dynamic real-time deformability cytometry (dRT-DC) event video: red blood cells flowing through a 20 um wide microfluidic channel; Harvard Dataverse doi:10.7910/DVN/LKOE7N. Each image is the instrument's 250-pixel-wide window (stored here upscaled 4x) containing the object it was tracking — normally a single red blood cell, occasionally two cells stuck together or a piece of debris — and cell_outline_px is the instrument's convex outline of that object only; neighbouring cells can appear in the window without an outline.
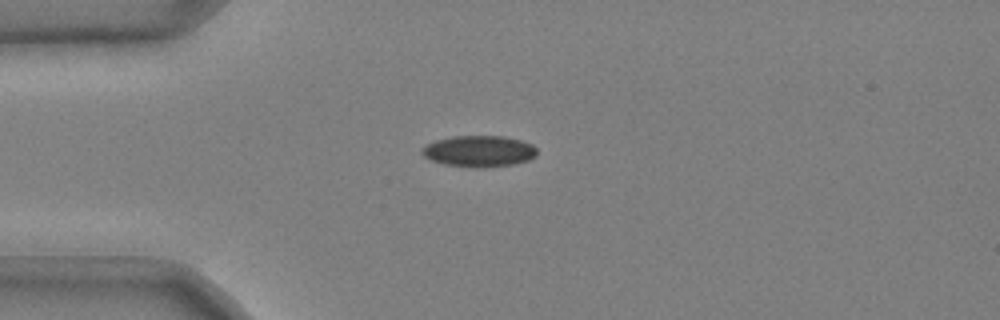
{"species": "common noctule bat (a hibernating species)", "species_latin": "Nyctalus noctula", "temperature_condition": "cold", "stored_images_in_passage": 37, "camera_frame_rate_fps": 3000, "um_per_image_px": 0.085, "animal": {"sex": "male", "body_mass_g": 20.4}, "frame": {"image": 1, "passage_image": 1, "time_ms": 0.0, "image_size_px": [1000, 320], "cell_outline_px": [[536, 156], [528, 160], [512, 164], [480, 168], [472, 168], [444, 164], [432, 160], [424, 156], [420, 152], [420, 148], [436, 140], [452, 136], [504, 136], [524, 140], [532, 144], [536, 148]], "centroid_in_image_um": [40.72, 12.85], "position_along_channel_um": 44.3, "area_um2": 21.1}}
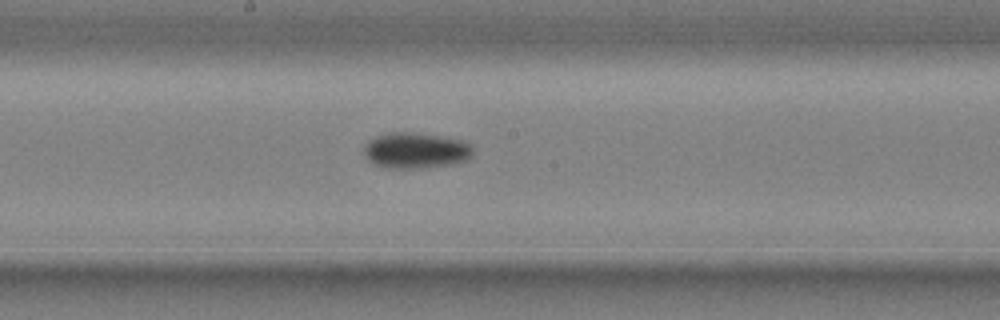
{"frame": {"image": 2, "passage_image": 16, "time_ms": 5.0, "image_size_px": [1000, 320], "cell_outline_px": [[472, 156], [468, 160], [456, 164], [428, 168], [384, 168], [368, 160], [364, 156], [364, 144], [368, 140], [376, 136], [388, 132], [412, 132], [444, 136], [464, 140], [472, 148]], "centroid_in_image_um": [35.35, 12.79], "position_along_channel_um": 212.9, "area_um2": 23.29}}
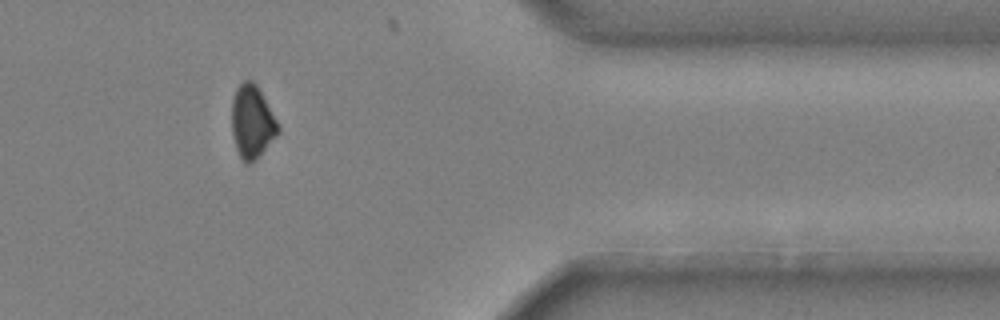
{"frame": {"image": 3, "passage_image": 32, "time_ms": 10.333, "image_size_px": [1000, 320], "cell_outline_px": [[280, 132], [248, 164], [244, 164], [236, 148], [232, 132], [232, 100], [236, 88], [244, 80], [252, 80], [256, 84], [276, 120], [280, 128]], "centroid_in_image_um": [21.4, 10.32], "position_along_channel_um": 390.0, "area_um2": 19.13}, "authors_computed_cell_mechanics": {"area_um2": 21.097, "velocity_mm_per_s": 3.7183, "shape_relaxation_time_tau1_ms": 3.2392, "shape_relaxation_time_tau2_ms": null, "deformation_change_tau1": 0.0901, "deformation_change_tau2": null}}